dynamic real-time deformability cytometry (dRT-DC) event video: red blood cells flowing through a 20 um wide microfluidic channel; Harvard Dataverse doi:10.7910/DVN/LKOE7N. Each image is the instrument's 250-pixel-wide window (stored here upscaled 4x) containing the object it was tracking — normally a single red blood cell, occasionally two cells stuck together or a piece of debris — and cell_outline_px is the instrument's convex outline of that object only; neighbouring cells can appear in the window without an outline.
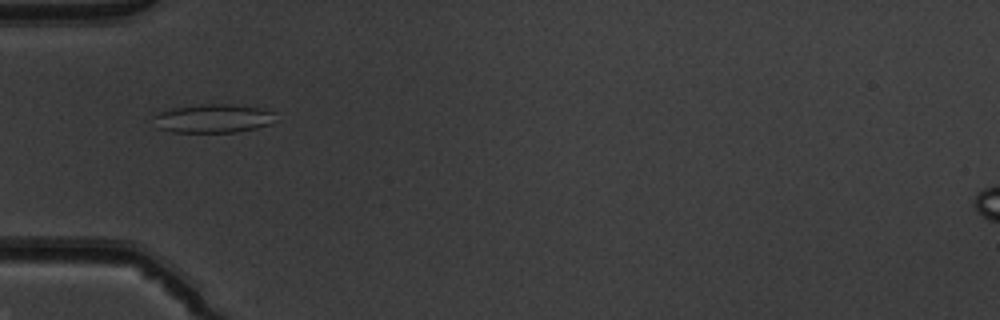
{"species": "common noctule bat (a hibernating species)", "species_latin": "Nyctalus noctula", "temperature_condition": "warm", "stored_images_in_passage": 42, "camera_frame_rate_fps": 3000, "um_per_image_px": 0.085, "animal": {"sex": "male", "body_mass_g": 19.5, "forearm_length_mm": 54.6}, "frame": {"image": 1, "passage_image": 8, "time_ms": 2.333, "image_size_px": [1000, 320], "cell_outline_px": [[272, 124], [256, 128], [236, 132], [172, 132], [156, 128], [152, 116], [152, 112], [172, 108], [200, 104], [232, 104], [260, 108], [272, 112]], "centroid_in_image_um": [17.99, 10.07], "position_along_channel_um": 67.0, "area_um2": 20.58}}
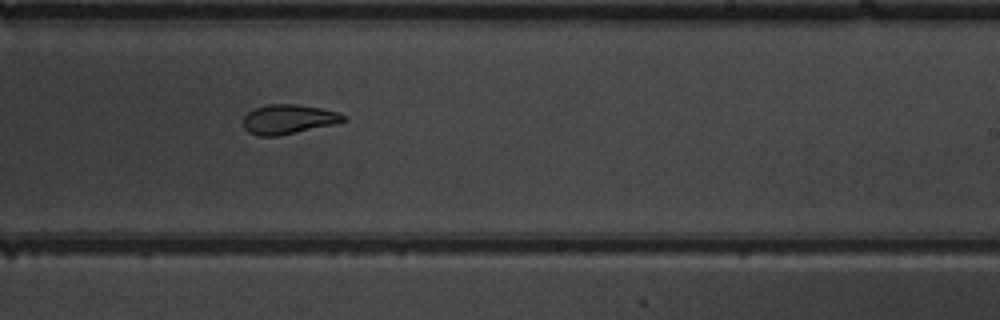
{"frame": {"image": 2, "passage_image": 23, "time_ms": 7.333, "image_size_px": [1000, 320], "cell_outline_px": [[348, 120], [332, 124], [280, 136], [260, 136], [248, 132], [244, 128], [244, 116], [252, 108], [268, 104], [296, 104], [320, 108], [336, 112], [344, 116]], "centroid_in_image_um": [24.46, 10.13], "position_along_channel_um": 264.5, "area_um2": 17.11}}
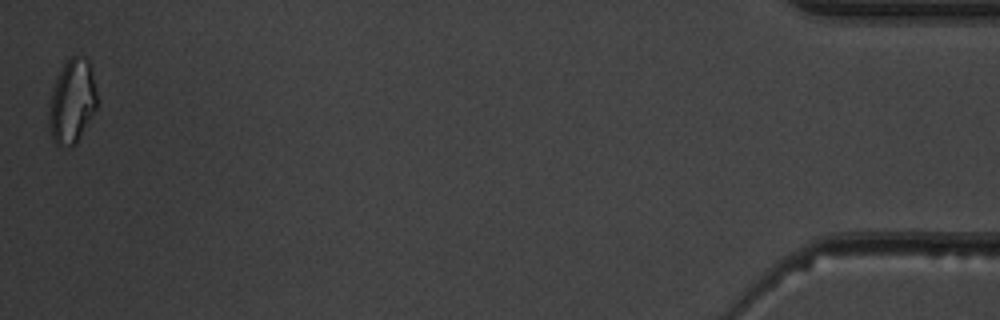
{"frame": {"image": 3, "passage_image": 42, "time_ms": 13.667, "image_size_px": [1000, 320], "cell_outline_px": [[96, 108], [92, 116], [76, 144], [56, 144], [52, 140], [48, 128], [48, 116], [52, 92], [56, 80], [64, 64], [72, 56], [80, 56], [88, 60], [92, 72], [96, 92]], "centroid_in_image_um": [6.12, 8.64], "position_along_channel_um": 429.1, "area_um2": 23.06}, "authors_computed_cell_mechanics": {"area_um2": 18.7561, "velocity_mm_per_s": 3.9798, "shape_relaxation_time_tau1_ms": null, "shape_relaxation_time_tau2_ms": 3.6341, "deformation_change_tau1": null, "deformation_change_tau2": 0.1145}}